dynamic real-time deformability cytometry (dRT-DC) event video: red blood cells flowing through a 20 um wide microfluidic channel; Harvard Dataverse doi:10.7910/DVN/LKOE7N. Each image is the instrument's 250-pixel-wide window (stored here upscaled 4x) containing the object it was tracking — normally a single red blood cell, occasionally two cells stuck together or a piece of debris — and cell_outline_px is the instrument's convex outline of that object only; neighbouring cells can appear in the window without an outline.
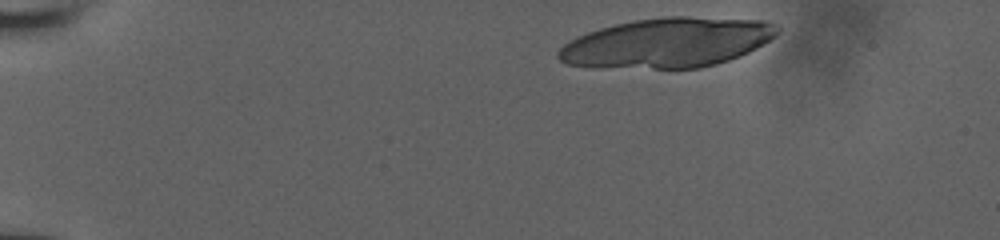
{"species": "human", "species_latin": "Homo sapiens", "temperature_condition": "room temperature", "stored_images_in_passage": 7, "camera_frame_rate_fps": 3000, "um_per_image_px": 0.085, "donor": {"sex": "male"}, "frame": {"image": 1, "passage_image": 1, "time_ms": 0.0, "image_size_px": [1000, 240], "cell_outline_px": [[780, 32], [776, 36], [756, 48], [740, 56], [716, 64], [700, 68], [592, 68], [568, 64], [560, 60], [556, 56], [556, 52], [564, 44], [576, 36], [600, 28], [616, 24], [636, 20], [664, 16], [688, 16], [768, 20], [776, 24], [780, 28]], "centroid_in_image_um": [56.74, 3.63], "position_along_channel_um": 28.3, "area_um2": 64.04}}